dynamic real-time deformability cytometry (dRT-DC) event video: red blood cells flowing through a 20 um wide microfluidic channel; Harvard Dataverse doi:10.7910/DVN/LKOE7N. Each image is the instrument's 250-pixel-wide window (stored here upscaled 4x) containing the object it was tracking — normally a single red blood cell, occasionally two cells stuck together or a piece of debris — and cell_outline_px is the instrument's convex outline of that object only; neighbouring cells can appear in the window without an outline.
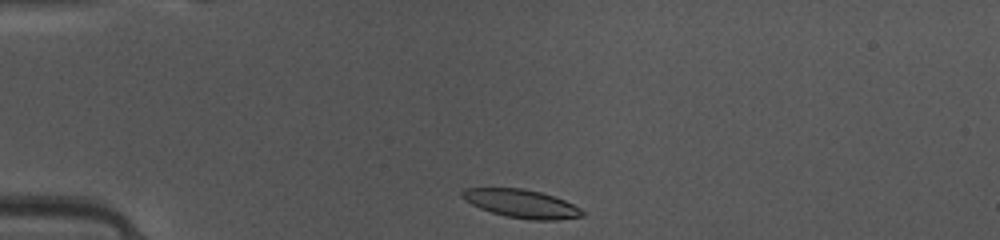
{"species": "common noctule bat (a hibernating species)", "species_latin": "Nyctalus noctula", "temperature_condition": "warm", "stored_images_in_passage": 38, "camera_frame_rate_fps": 3000, "um_per_image_px": 0.085, "animal": {"sex": "female", "body_mass_g": 10.0, "forearm_length_mm": 53.1}, "frame": {"image": 1, "passage_image": 1, "time_ms": 0.0, "image_size_px": [1000, 240], "cell_outline_px": [[584, 216], [556, 220], [532, 220], [508, 216], [492, 212], [480, 208], [464, 200], [460, 196], [460, 192], [464, 188], [520, 188], [540, 192], [564, 200], [580, 208], [584, 212]], "centroid_in_image_um": [44.3, 17.3], "position_along_channel_um": 40.7, "area_um2": 19.65}}
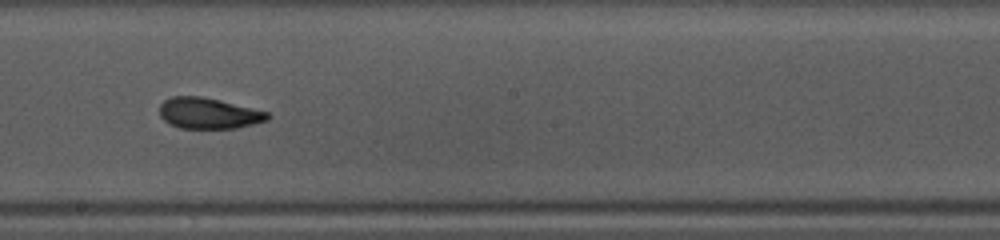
{"frame": {"image": 2, "passage_image": 17, "time_ms": 5.333, "image_size_px": [1000, 240], "cell_outline_px": [[268, 120], [236, 128], [180, 128], [168, 124], [160, 116], [160, 104], [164, 100], [172, 96], [200, 96], [220, 100], [268, 112]], "centroid_in_image_um": [17.68, 9.63], "position_along_channel_um": 230.5, "area_um2": 19.36}}
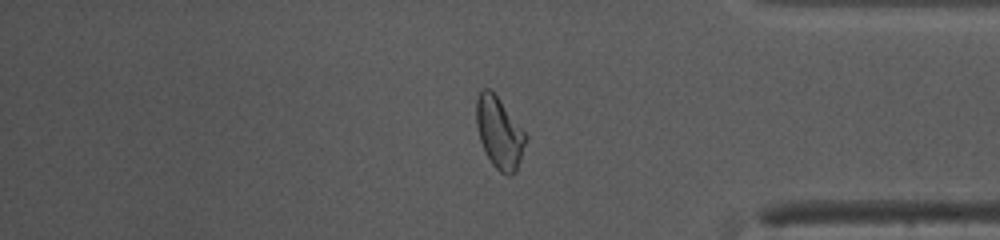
{"frame": {"image": 3, "passage_image": 30, "time_ms": 9.667, "image_size_px": [1000, 240], "cell_outline_px": [[528, 136], [516, 172], [512, 176], [508, 176], [500, 172], [492, 164], [480, 140], [476, 124], [476, 100], [480, 92], [484, 88], [488, 88], [500, 100]], "centroid_in_image_um": [42.45, 11.31], "position_along_channel_um": 392.8, "area_um2": 20.29}, "authors_computed_cell_mechanics": {"area_um2": 19.9699, "velocity_mm_per_s": 4.116, "shape_relaxation_time_tau1_ms": 2.761, "shape_relaxation_time_tau2_ms": 1.3439, "deformation_change_tau1": 0.1636, "deformation_change_tau2": 0.0836}}